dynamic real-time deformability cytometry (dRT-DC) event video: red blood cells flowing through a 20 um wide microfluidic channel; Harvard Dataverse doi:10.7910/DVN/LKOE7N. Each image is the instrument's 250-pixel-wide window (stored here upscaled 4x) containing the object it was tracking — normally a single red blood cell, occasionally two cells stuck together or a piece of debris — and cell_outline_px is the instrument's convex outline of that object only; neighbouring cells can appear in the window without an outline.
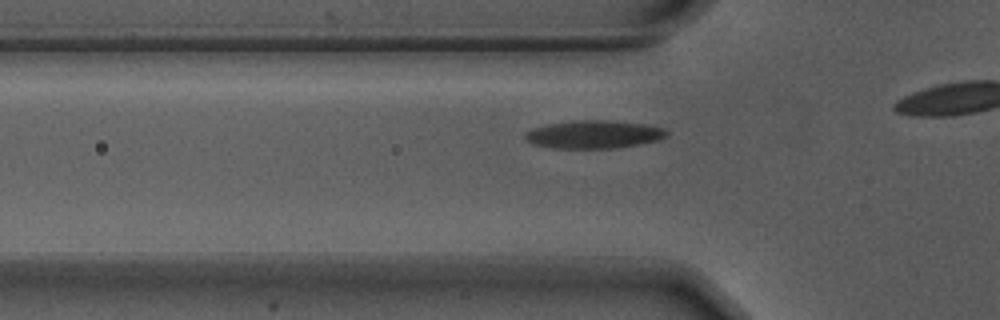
{"species": "Egyptian fruit bat (a non-hibernating species)", "species_latin": "Rousettus aegyptiacus", "temperature_condition": "warm", "stored_images_in_passage": 11, "camera_frame_rate_fps": 3000, "um_per_image_px": 0.085, "animal": {"sex": "male"}, "frame": {"image": 1, "passage_image": 5, "time_ms": 1.333, "image_size_px": [1000, 320], "cell_outline_px": [[668, 136], [656, 140], [636, 144], [612, 148], [552, 148], [532, 144], [524, 136], [524, 132], [532, 128], [544, 124], [580, 120], [608, 120], [644, 124], [664, 128], [668, 132]], "centroid_in_image_um": [50.42, 11.41], "position_along_channel_um": 75.4, "area_um2": 23.0}}
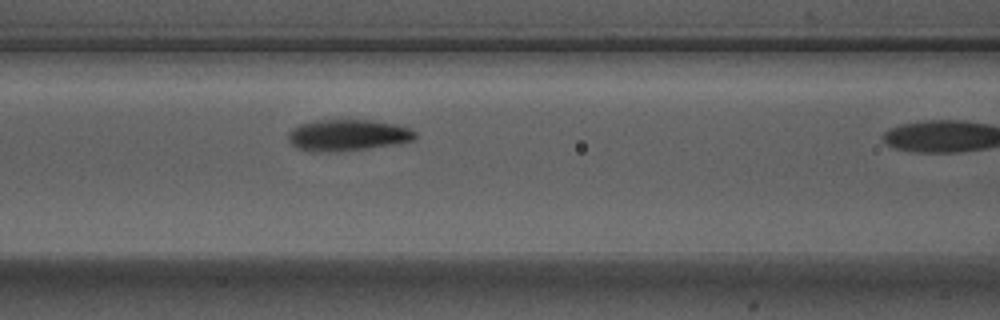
{"frame": {"image": 2, "passage_image": 10, "time_ms": 3.0, "image_size_px": [1000, 320], "cell_outline_px": [[416, 136], [412, 140], [392, 144], [368, 148], [336, 152], [312, 152], [296, 148], [288, 140], [288, 132], [292, 128], [300, 124], [316, 120], [372, 120], [396, 124], [408, 128], [416, 132]], "centroid_in_image_um": [29.49, 11.49], "position_along_channel_um": 137.1, "area_um2": 23.24}}